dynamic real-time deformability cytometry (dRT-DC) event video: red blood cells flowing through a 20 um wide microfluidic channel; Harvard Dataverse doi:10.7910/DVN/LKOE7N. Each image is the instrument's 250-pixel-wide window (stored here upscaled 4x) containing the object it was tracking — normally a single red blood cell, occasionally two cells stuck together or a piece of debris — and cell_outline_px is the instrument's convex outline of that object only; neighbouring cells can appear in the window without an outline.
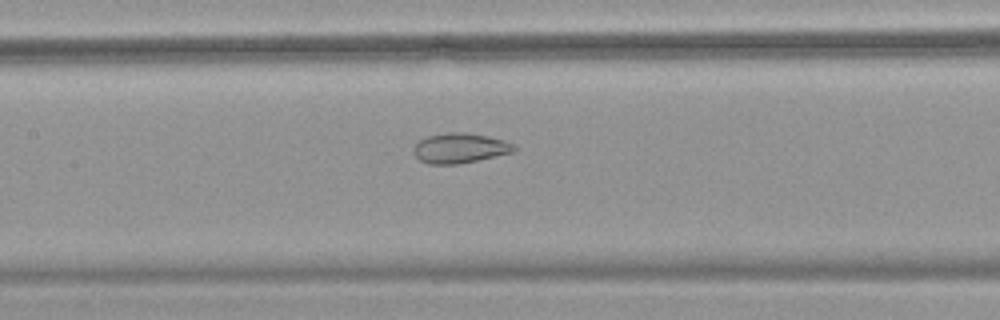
{"species": "common noctule bat (a hibernating species)", "species_latin": "Nyctalus noctula", "temperature_condition": "warm", "stored_images_in_passage": 53, "camera_frame_rate_fps": 3000, "um_per_image_px": 0.085, "animal": {"sex": "female", "body_mass_g": 18.4}, "frame": {"image": 1, "passage_image": 26, "time_ms": 8.333, "image_size_px": [1000, 320], "cell_outline_px": [[516, 148], [512, 152], [476, 160], [456, 164], [428, 164], [420, 160], [412, 152], [416, 144], [420, 140], [428, 136], [448, 132], [464, 132], [488, 136], [504, 140], [516, 144]], "centroid_in_image_um": [39.08, 12.58], "position_along_channel_um": 168.3, "area_um2": 17.4}}
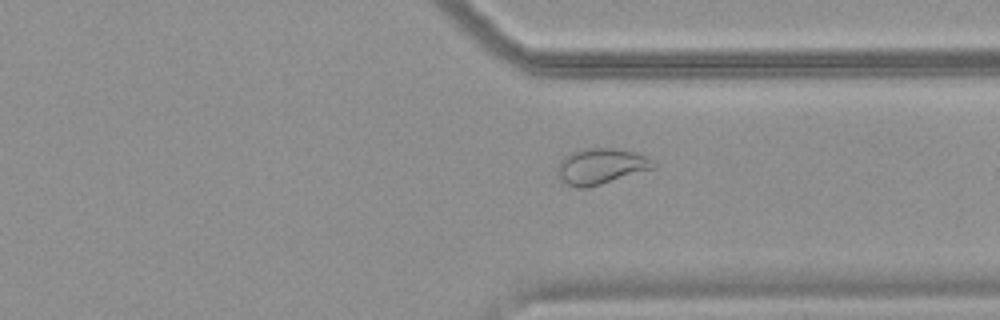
{"frame": {"image": 2, "passage_image": 41, "time_ms": 13.333, "image_size_px": [1000, 320], "cell_outline_px": [[656, 168], [600, 184], [584, 188], [576, 188], [568, 184], [556, 172], [556, 168], [560, 160], [564, 156], [580, 148], [612, 148], [632, 152], [644, 156], [652, 160], [656, 164]], "centroid_in_image_um": [51.06, 14.12], "position_along_channel_um": 360.3, "area_um2": 19.83}}
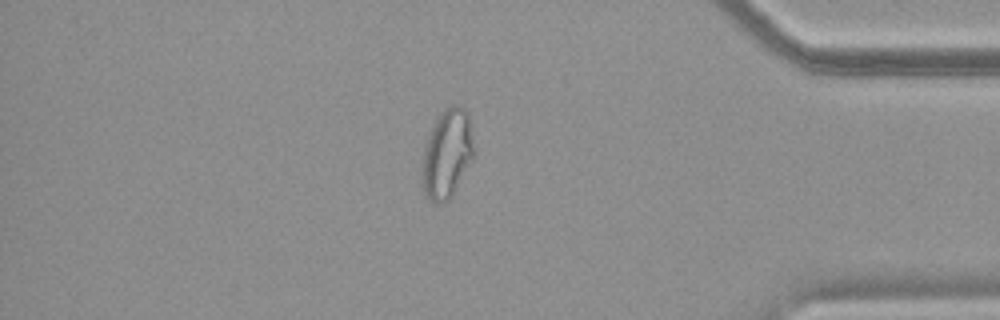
{"frame": {"image": 3, "passage_image": 46, "time_ms": 15.0, "image_size_px": [1000, 320], "cell_outline_px": [[472, 156], [452, 196], [444, 204], [428, 200], [424, 192], [424, 144], [440, 112], [456, 104], [460, 104], [468, 112], [472, 140]], "centroid_in_image_um": [38.0, 13.05], "position_along_channel_um": 397.2, "area_um2": 25.84}, "authors_computed_cell_mechanics": {"area_um2": 24.854, "velocity_mm_per_s": 3.8321, "shape_relaxation_time_tau1_ms": null, "shape_relaxation_time_tau2_ms": 1.2513, "deformation_change_tau1": null, "deformation_change_tau2": 0.0752}}